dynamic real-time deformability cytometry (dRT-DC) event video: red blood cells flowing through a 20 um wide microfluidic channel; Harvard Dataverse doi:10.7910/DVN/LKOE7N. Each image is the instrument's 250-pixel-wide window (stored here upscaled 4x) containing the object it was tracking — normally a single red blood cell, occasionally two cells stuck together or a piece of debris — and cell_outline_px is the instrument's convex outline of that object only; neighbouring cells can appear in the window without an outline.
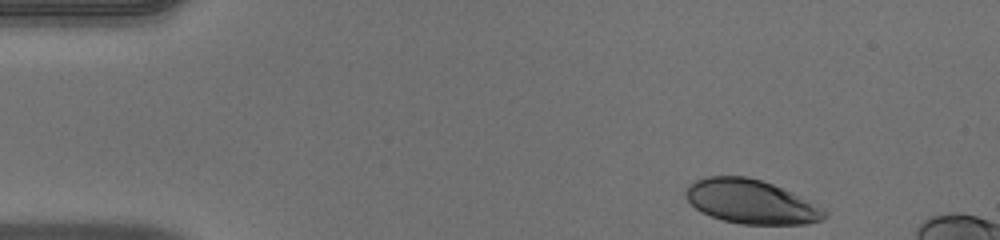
{"species": "human", "species_latin": "Homo sapiens", "temperature_condition": "warm", "stored_images_in_passage": 47, "camera_frame_rate_fps": 3000, "um_per_image_px": 0.085, "donor": {"sex": "male"}, "frame": {"image": 1, "passage_image": 1, "time_ms": 0.0, "image_size_px": [1000, 240], "cell_outline_px": [[828, 216], [820, 220], [808, 224], [740, 224], [724, 220], [712, 216], [696, 208], [684, 196], [684, 192], [688, 184], [696, 180], [708, 176], [748, 176], [772, 184], [792, 192], [828, 212]], "centroid_in_image_um": [63.82, 17.14], "position_along_channel_um": 21.2, "area_um2": 35.32}}
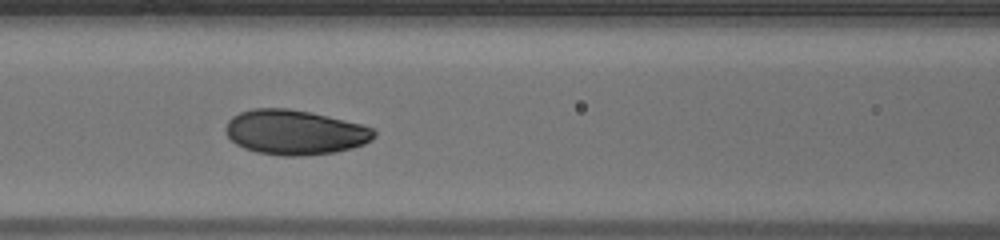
{"frame": {"image": 2, "passage_image": 17, "time_ms": 5.333, "image_size_px": [1000, 240], "cell_outline_px": [[376, 136], [372, 140], [364, 144], [352, 148], [332, 152], [300, 156], [284, 156], [256, 152], [244, 148], [236, 144], [224, 132], [224, 128], [228, 120], [232, 116], [240, 112], [252, 108], [288, 108], [328, 116], [364, 124], [372, 128], [376, 132]], "centroid_in_image_um": [25.05, 11.24], "position_along_channel_um": 141.5, "area_um2": 38.9}}
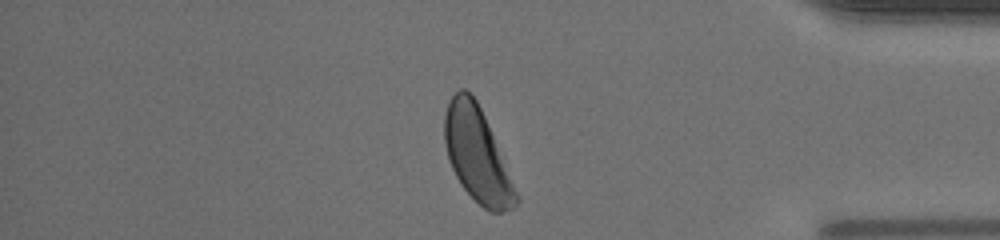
{"frame": {"image": 3, "passage_image": 38, "time_ms": 12.333, "image_size_px": [1000, 240], "cell_outline_px": [[520, 200], [512, 208], [500, 212], [488, 212], [460, 184], [452, 168], [448, 156], [444, 140], [444, 116], [448, 100], [460, 88], [464, 88], [476, 100], [484, 116], [520, 196]], "centroid_in_image_um": [40.55, 13.17], "position_along_channel_um": 394.6, "area_um2": 38.78}, "authors_computed_cell_mechanics": {"area_um2": 38.7838, "velocity_mm_per_s": 4.007, "shape_relaxation_time_tau1_ms": 2.5419, "shape_relaxation_time_tau2_ms": null, "deformation_change_tau1": 0.1379, "deformation_change_tau2": null}}